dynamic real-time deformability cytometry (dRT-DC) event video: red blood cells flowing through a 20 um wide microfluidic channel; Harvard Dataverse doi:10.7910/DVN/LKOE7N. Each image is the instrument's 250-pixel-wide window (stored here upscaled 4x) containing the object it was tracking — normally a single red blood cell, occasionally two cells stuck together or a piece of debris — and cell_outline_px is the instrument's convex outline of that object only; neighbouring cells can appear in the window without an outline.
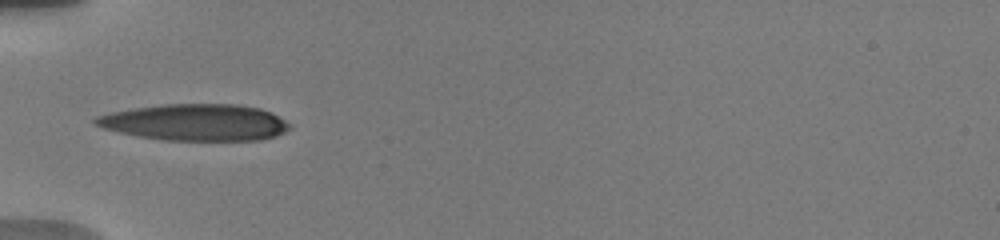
{"species": "human", "species_latin": "Homo sapiens", "temperature_condition": "warm", "stored_images_in_passage": 12, "camera_frame_rate_fps": 3000, "um_per_image_px": 0.085, "donor": {"sex": "male"}, "frame": {"image": 1, "passage_image": 1, "time_ms": 0.0, "image_size_px": [1000, 240], "cell_outline_px": [[292, 128], [276, 136], [260, 140], [164, 140], [140, 136], [120, 132], [104, 128], [92, 124], [92, 120], [96, 116], [112, 112], [136, 108], [164, 104], [236, 104], [260, 108], [272, 112], [292, 124]], "centroid_in_image_um": [16.65, 10.4], "position_along_channel_um": 68.3, "area_um2": 41.38}}
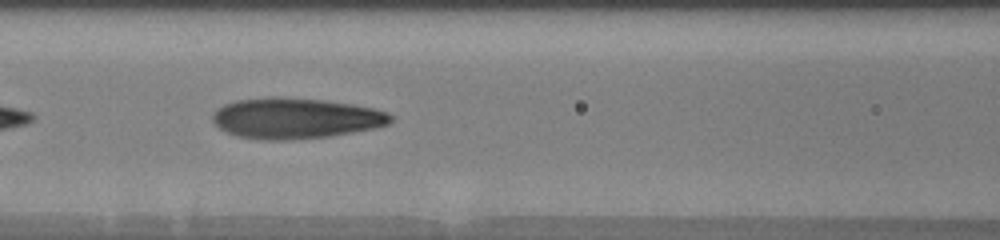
{"frame": {"image": 2, "passage_image": 8, "time_ms": 2.0, "image_size_px": [1000, 240], "cell_outline_px": [[396, 116], [388, 124], [372, 128], [352, 132], [328, 136], [284, 140], [260, 140], [240, 136], [228, 132], [220, 128], [212, 120], [212, 116], [224, 104], [236, 100], [268, 96], [280, 96], [324, 100], [352, 104], [372, 108], [388, 112]], "centroid_in_image_um": [25.13, 10.03], "position_along_channel_um": 141.5, "area_um2": 42.14}}
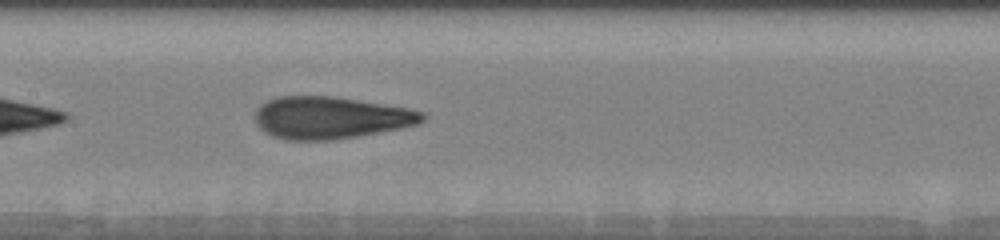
{"frame": {"image": 3, "passage_image": 12, "time_ms": 3.0, "image_size_px": [1000, 240], "cell_outline_px": [[428, 116], [420, 124], [400, 128], [356, 136], [332, 140], [288, 140], [272, 136], [264, 132], [256, 124], [256, 108], [260, 104], [276, 96], [336, 96], [408, 108], [424, 112]], "centroid_in_image_um": [28.09, 9.99], "position_along_channel_um": 179.3, "area_um2": 41.33}}